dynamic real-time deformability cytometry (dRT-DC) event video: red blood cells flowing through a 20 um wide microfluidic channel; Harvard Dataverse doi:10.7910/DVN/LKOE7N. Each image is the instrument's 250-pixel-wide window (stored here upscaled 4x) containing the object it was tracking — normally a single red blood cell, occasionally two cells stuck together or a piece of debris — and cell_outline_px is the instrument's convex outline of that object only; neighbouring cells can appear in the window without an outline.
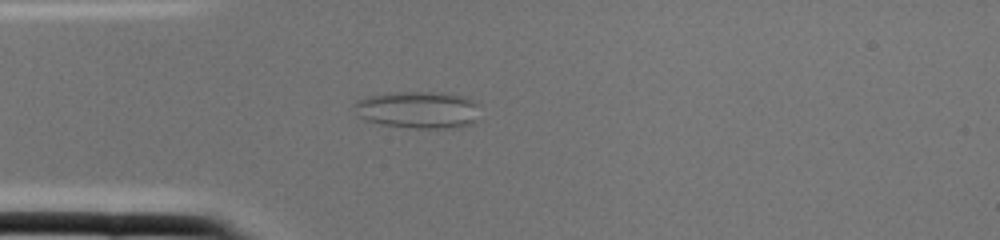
{"species": "common noctule bat (a hibernating species)", "species_latin": "Nyctalus noctula", "temperature_condition": "cold", "stored_images_in_passage": 1, "camera_frame_rate_fps": 3000, "um_per_image_px": 0.085, "animal": {"sex": "female", "body_mass_g": 22.0, "forearm_length_mm": 56.7}, "frame": {"image": 1, "passage_image": 1, "time_ms": 0.0, "image_size_px": [1000, 240], "cell_outline_px": [[480, 120], [472, 124], [456, 128], [412, 128], [380, 124], [364, 120], [352, 108], [352, 104], [356, 100], [364, 96], [392, 92], [452, 92], [464, 96], [472, 100], [476, 104]], "centroid_in_image_um": [35.54, 9.33], "position_along_channel_um": 49.5, "area_um2": 27.92}}